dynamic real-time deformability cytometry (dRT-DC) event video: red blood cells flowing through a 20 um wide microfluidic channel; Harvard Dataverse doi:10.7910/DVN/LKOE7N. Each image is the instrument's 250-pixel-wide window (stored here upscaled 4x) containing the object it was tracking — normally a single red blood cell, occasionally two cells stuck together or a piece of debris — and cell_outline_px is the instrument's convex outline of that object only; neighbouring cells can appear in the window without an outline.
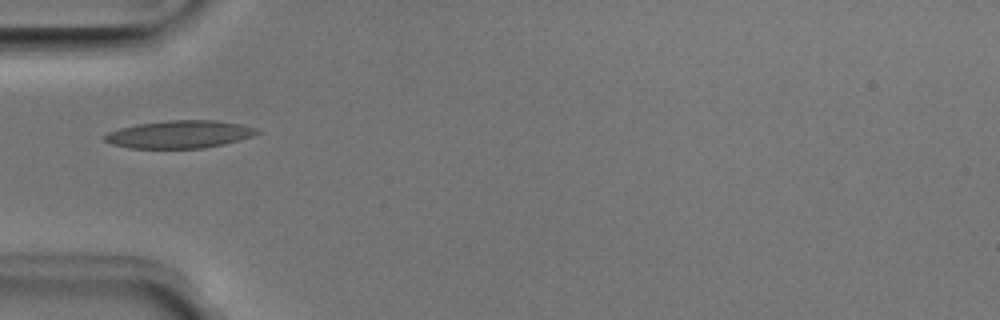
{"species": "Egyptian fruit bat (a non-hibernating species)", "species_latin": "Rousettus aegyptiacus", "temperature_condition": "room temperature", "stored_images_in_passage": 35, "camera_frame_rate_fps": 3000, "um_per_image_px": 0.085, "animal": {"sex": "male"}, "frame": {"image": 1, "passage_image": 1, "time_ms": 0.0, "image_size_px": [1000, 320], "cell_outline_px": [[260, 132], [252, 136], [224, 144], [204, 148], [132, 148], [112, 144], [104, 140], [100, 136], [108, 132], [120, 128], [136, 124], [168, 120], [216, 120], [240, 124], [256, 128]], "centroid_in_image_um": [15.22, 11.41], "position_along_channel_um": 69.8, "area_um2": 24.57}}
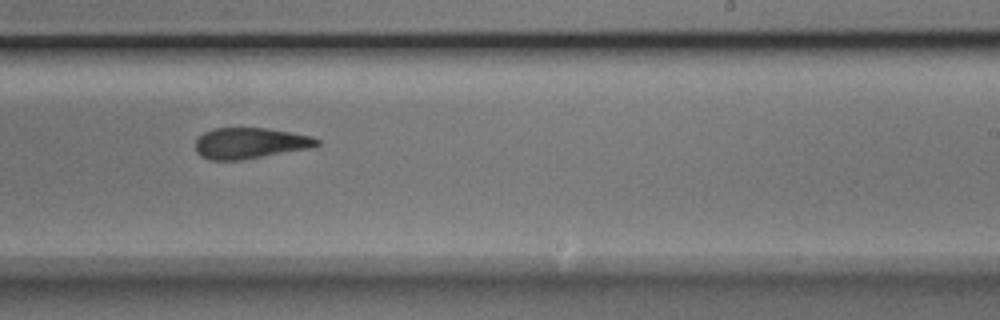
{"frame": {"image": 2, "passage_image": 16, "time_ms": 5.0, "image_size_px": [1000, 320], "cell_outline_px": [[320, 144], [308, 148], [244, 160], [208, 160], [200, 156], [196, 152], [196, 140], [204, 132], [212, 128], [268, 128], [312, 136], [320, 140]], "centroid_in_image_um": [21.23, 12.17], "position_along_channel_um": 267.8, "area_um2": 21.96}}
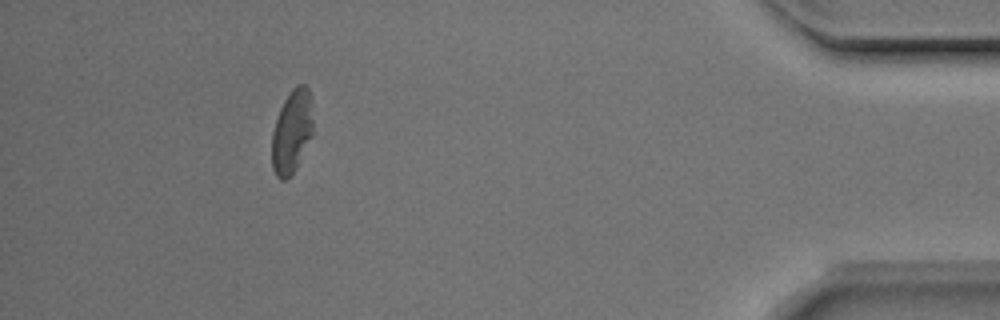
{"frame": {"image": 3, "passage_image": 31, "time_ms": 10.0, "image_size_px": [1000, 320], "cell_outline_px": [[312, 136], [296, 168], [284, 180], [280, 180], [276, 176], [272, 168], [272, 132], [280, 108], [284, 100], [292, 88], [296, 84], [304, 84], [308, 88], [312, 120]], "centroid_in_image_um": [24.79, 11.19], "position_along_channel_um": 410.4, "area_um2": 19.77}, "authors_computed_cell_mechanics": {"area_um2": 22.831, "velocity_mm_per_s": 3.969, "shape_relaxation_time_tau1_ms": 4.0189, "shape_relaxation_time_tau2_ms": 3.1635, "deformation_change_tau1": 0.12, "deformation_change_tau2": 0.1211}}